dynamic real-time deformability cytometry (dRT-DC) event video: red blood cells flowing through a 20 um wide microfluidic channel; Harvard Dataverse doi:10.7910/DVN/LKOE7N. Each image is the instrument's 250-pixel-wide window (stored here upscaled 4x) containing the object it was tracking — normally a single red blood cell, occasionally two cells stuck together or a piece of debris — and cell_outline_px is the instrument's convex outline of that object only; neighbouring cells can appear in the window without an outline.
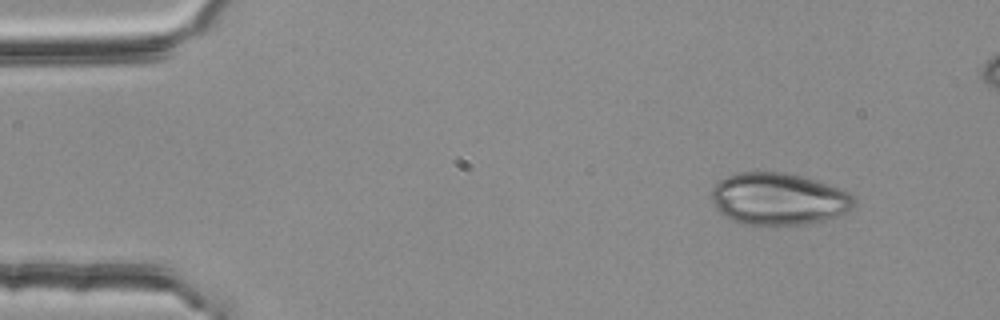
{"species": "common noctule bat (a hibernating species)", "species_latin": "Nyctalus noctula", "temperature_condition": "room temperature", "stored_images_in_passage": 11, "camera_frame_rate_fps": 3000, "um_per_image_px": 0.085, "animal": {"sex": "female", "body_mass_g": 25.1}, "frame": {"image": 1, "passage_image": 1, "time_ms": 0.0, "image_size_px": [1000, 320], "cell_outline_px": [[856, 204], [852, 208], [840, 216], [824, 220], [804, 224], [744, 224], [732, 220], [724, 216], [716, 208], [712, 200], [712, 188], [720, 180], [728, 176], [740, 172], [784, 172], [804, 176], [848, 192], [856, 196]], "centroid_in_image_um": [66.2, 16.9], "position_along_channel_um": 18.8, "area_um2": 43.18}}